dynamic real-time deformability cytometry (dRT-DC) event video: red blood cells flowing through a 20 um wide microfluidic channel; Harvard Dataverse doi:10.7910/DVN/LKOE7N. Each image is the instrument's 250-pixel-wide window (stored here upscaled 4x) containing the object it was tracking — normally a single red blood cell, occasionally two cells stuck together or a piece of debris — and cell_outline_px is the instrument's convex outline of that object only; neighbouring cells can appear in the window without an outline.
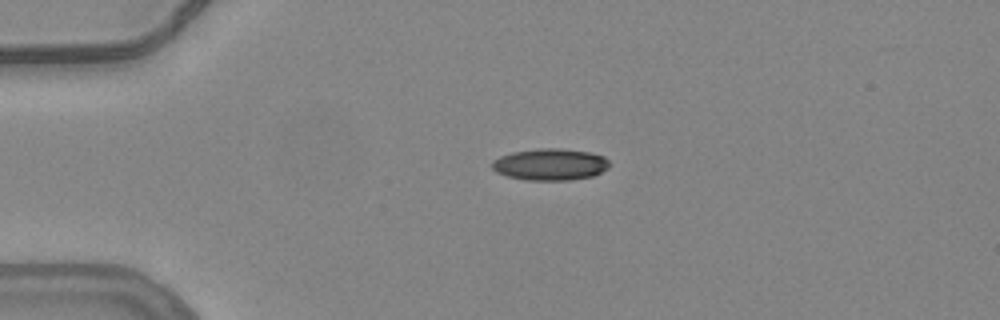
{"species": "common noctule bat (a hibernating species)", "species_latin": "Nyctalus noctula", "temperature_condition": "warm", "stored_images_in_passage": 43, "camera_frame_rate_fps": 3000, "um_per_image_px": 0.085, "animal": {"sex": "female", "body_mass_g": 24.6, "forearm_length_mm": 56.2}, "frame": {"image": 1, "passage_image": 1, "time_ms": 0.0, "image_size_px": [1000, 320], "cell_outline_px": [[608, 168], [592, 176], [572, 180], [524, 180], [508, 176], [496, 172], [492, 168], [492, 160], [500, 156], [512, 152], [540, 148], [560, 148], [588, 152], [604, 156], [608, 160]], "centroid_in_image_um": [46.74, 13.97], "position_along_channel_um": 38.3, "area_um2": 21.68}}
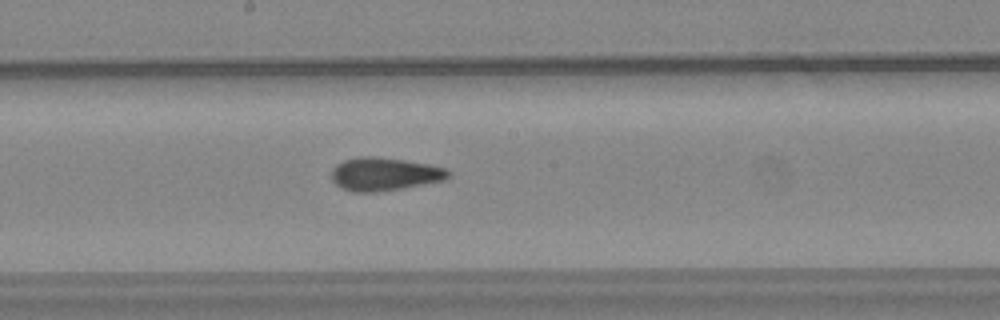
{"frame": {"image": 2, "passage_image": 18, "time_ms": 5.667, "image_size_px": [1000, 320], "cell_outline_px": [[452, 176], [444, 180], [400, 188], [372, 192], [352, 192], [340, 188], [332, 180], [332, 168], [336, 164], [344, 160], [360, 156], [372, 156], [404, 160], [428, 164], [444, 168], [452, 172]], "centroid_in_image_um": [32.66, 14.79], "position_along_channel_um": 215.5, "area_um2": 22.48}}
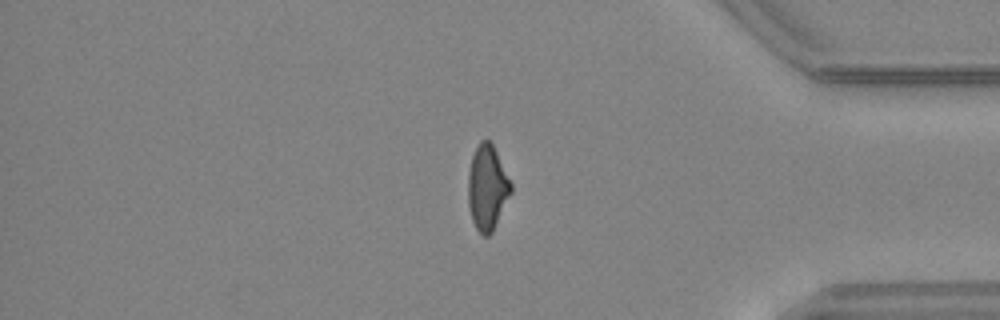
{"frame": {"image": 3, "passage_image": 34, "time_ms": 11.0, "image_size_px": [1000, 320], "cell_outline_px": [[512, 192], [492, 232], [488, 236], [484, 236], [476, 228], [472, 220], [468, 204], [468, 172], [472, 156], [480, 140], [488, 140], [492, 144], [512, 184]], "centroid_in_image_um": [41.41, 15.96], "position_along_channel_um": 393.8, "area_um2": 21.04}, "authors_computed_cell_mechanics": {"area_um2": 21.7906, "velocity_mm_per_s": 3.8077, "shape_relaxation_time_tau1_ms": null, "shape_relaxation_time_tau2_ms": 1.8527, "deformation_change_tau1": null, "deformation_change_tau2": 0.103}}